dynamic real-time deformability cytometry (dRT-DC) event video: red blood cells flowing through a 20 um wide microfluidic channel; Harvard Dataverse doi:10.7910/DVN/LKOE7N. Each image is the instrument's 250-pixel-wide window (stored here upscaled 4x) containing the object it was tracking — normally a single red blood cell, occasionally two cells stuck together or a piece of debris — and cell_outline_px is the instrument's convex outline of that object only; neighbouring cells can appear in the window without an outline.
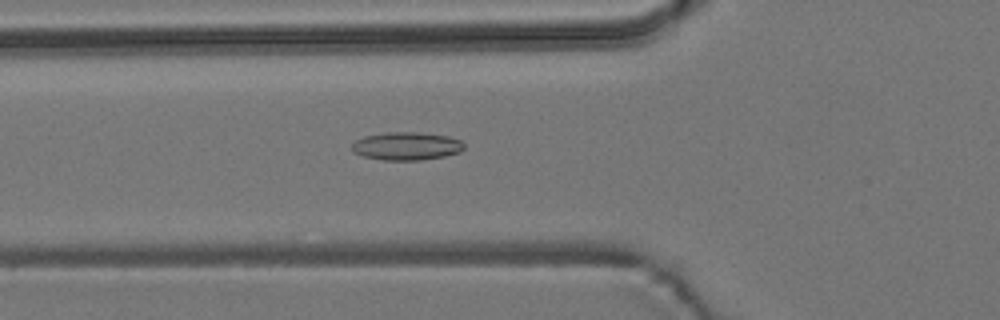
{"species": "common noctule bat (a hibernating species)", "species_latin": "Nyctalus noctula", "temperature_condition": "room temperature", "stored_images_in_passage": 55, "camera_frame_rate_fps": 3000, "um_per_image_px": 0.085, "animal": {"sex": "male", "body_mass_g": 19.2, "forearm_length_mm": 51.8}, "frame": {"image": 1, "passage_image": 20, "time_ms": 6.333, "image_size_px": [1000, 320], "cell_outline_px": [[464, 148], [460, 152], [444, 156], [420, 160], [380, 160], [364, 156], [352, 152], [352, 144], [356, 140], [364, 136], [388, 132], [420, 132], [448, 136], [460, 140], [464, 144]], "centroid_in_image_um": [34.55, 12.41], "position_along_channel_um": 91.3, "area_um2": 18.38}}
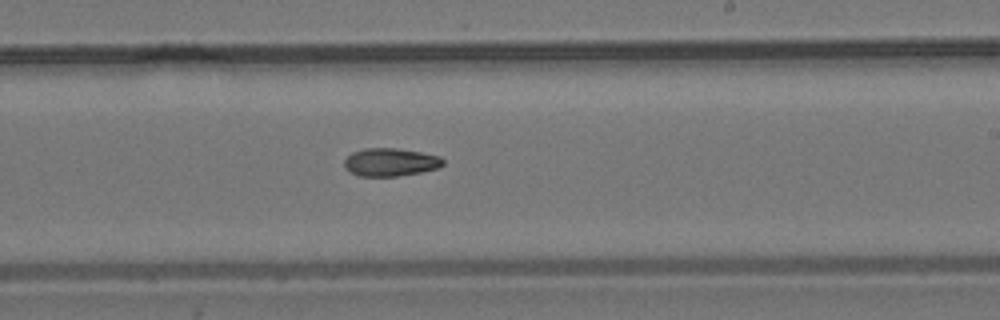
{"frame": {"image": 2, "passage_image": 33, "time_ms": 10.667, "image_size_px": [1000, 320], "cell_outline_px": [[444, 164], [440, 168], [420, 172], [396, 176], [360, 176], [344, 168], [344, 160], [352, 152], [364, 148], [396, 148], [420, 152], [440, 156], [444, 160]], "centroid_in_image_um": [33.2, 13.78], "position_along_channel_um": 255.8, "area_um2": 16.13}}
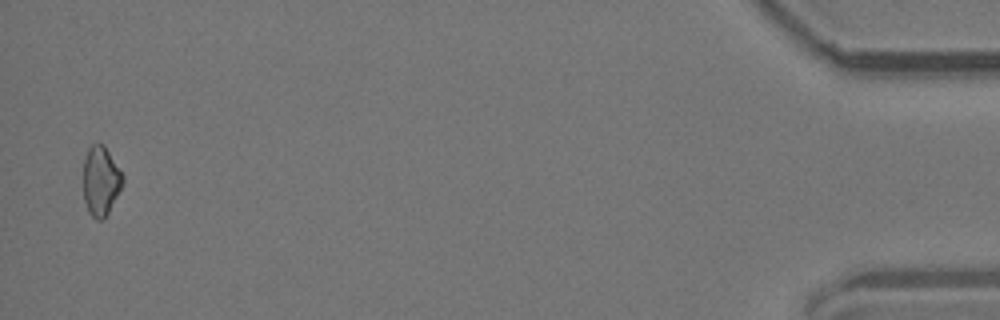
{"frame": {"image": 3, "passage_image": 54, "time_ms": 17.667, "image_size_px": [1000, 320], "cell_outline_px": [[124, 184], [104, 220], [96, 220], [88, 212], [84, 200], [84, 160], [88, 148], [92, 144], [104, 144], [124, 176]], "centroid_in_image_um": [8.58, 15.4], "position_along_channel_um": 426.6, "area_um2": 16.07}}